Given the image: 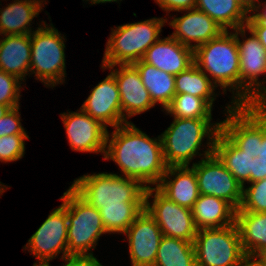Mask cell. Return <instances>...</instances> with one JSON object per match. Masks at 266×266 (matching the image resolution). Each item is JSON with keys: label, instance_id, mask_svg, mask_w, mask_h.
<instances>
[{"label": "cell", "instance_id": "1", "mask_svg": "<svg viewBox=\"0 0 266 266\" xmlns=\"http://www.w3.org/2000/svg\"><path fill=\"white\" fill-rule=\"evenodd\" d=\"M213 154L243 187L266 178V109L256 105L225 107Z\"/></svg>", "mask_w": 266, "mask_h": 266}, {"label": "cell", "instance_id": "2", "mask_svg": "<svg viewBox=\"0 0 266 266\" xmlns=\"http://www.w3.org/2000/svg\"><path fill=\"white\" fill-rule=\"evenodd\" d=\"M109 135L107 132L104 160H113L124 177L138 180L146 188L156 186L168 167L161 136L150 138L132 122L115 127Z\"/></svg>", "mask_w": 266, "mask_h": 266}, {"label": "cell", "instance_id": "3", "mask_svg": "<svg viewBox=\"0 0 266 266\" xmlns=\"http://www.w3.org/2000/svg\"><path fill=\"white\" fill-rule=\"evenodd\" d=\"M194 64L211 76L217 87L223 88V94L232 89L235 96L231 103L240 105V61L234 33L223 31L217 38L195 48Z\"/></svg>", "mask_w": 266, "mask_h": 266}, {"label": "cell", "instance_id": "4", "mask_svg": "<svg viewBox=\"0 0 266 266\" xmlns=\"http://www.w3.org/2000/svg\"><path fill=\"white\" fill-rule=\"evenodd\" d=\"M171 125L160 135L163 156L167 166H189L191 160L199 154L204 158L213 154L214 143L221 129V123H211L212 119L174 118ZM207 138V150L199 153L204 138Z\"/></svg>", "mask_w": 266, "mask_h": 266}, {"label": "cell", "instance_id": "5", "mask_svg": "<svg viewBox=\"0 0 266 266\" xmlns=\"http://www.w3.org/2000/svg\"><path fill=\"white\" fill-rule=\"evenodd\" d=\"M70 186L87 203L103 206H145V190L138 180L114 173L83 175Z\"/></svg>", "mask_w": 266, "mask_h": 266}, {"label": "cell", "instance_id": "6", "mask_svg": "<svg viewBox=\"0 0 266 266\" xmlns=\"http://www.w3.org/2000/svg\"><path fill=\"white\" fill-rule=\"evenodd\" d=\"M167 21V18L153 17L111 29L101 66L131 65L142 60L148 48L160 39Z\"/></svg>", "mask_w": 266, "mask_h": 266}, {"label": "cell", "instance_id": "7", "mask_svg": "<svg viewBox=\"0 0 266 266\" xmlns=\"http://www.w3.org/2000/svg\"><path fill=\"white\" fill-rule=\"evenodd\" d=\"M67 207V243L70 256H93L102 234L107 233L98 209L82 199L71 187L59 198Z\"/></svg>", "mask_w": 266, "mask_h": 266}, {"label": "cell", "instance_id": "8", "mask_svg": "<svg viewBox=\"0 0 266 266\" xmlns=\"http://www.w3.org/2000/svg\"><path fill=\"white\" fill-rule=\"evenodd\" d=\"M43 26L33 30L31 38V61L29 74H34L47 87L64 83L66 76L65 65V36L44 22Z\"/></svg>", "mask_w": 266, "mask_h": 266}, {"label": "cell", "instance_id": "9", "mask_svg": "<svg viewBox=\"0 0 266 266\" xmlns=\"http://www.w3.org/2000/svg\"><path fill=\"white\" fill-rule=\"evenodd\" d=\"M246 29L251 36L244 39ZM234 32L240 61V105H256L266 94V81H258L260 75H266V49L246 26ZM239 35L243 41H240Z\"/></svg>", "mask_w": 266, "mask_h": 266}, {"label": "cell", "instance_id": "10", "mask_svg": "<svg viewBox=\"0 0 266 266\" xmlns=\"http://www.w3.org/2000/svg\"><path fill=\"white\" fill-rule=\"evenodd\" d=\"M193 245L196 266H235L245 255L236 223L197 230Z\"/></svg>", "mask_w": 266, "mask_h": 266}, {"label": "cell", "instance_id": "11", "mask_svg": "<svg viewBox=\"0 0 266 266\" xmlns=\"http://www.w3.org/2000/svg\"><path fill=\"white\" fill-rule=\"evenodd\" d=\"M150 197H153L152 204ZM145 209L155 219L164 236L194 241L197 228L192 209L176 204L151 186L145 190Z\"/></svg>", "mask_w": 266, "mask_h": 266}, {"label": "cell", "instance_id": "12", "mask_svg": "<svg viewBox=\"0 0 266 266\" xmlns=\"http://www.w3.org/2000/svg\"><path fill=\"white\" fill-rule=\"evenodd\" d=\"M67 207L62 203L55 208L30 237L24 249H28L37 258L38 263H49L58 254L60 259L69 257L67 243Z\"/></svg>", "mask_w": 266, "mask_h": 266}, {"label": "cell", "instance_id": "13", "mask_svg": "<svg viewBox=\"0 0 266 266\" xmlns=\"http://www.w3.org/2000/svg\"><path fill=\"white\" fill-rule=\"evenodd\" d=\"M191 167L196 173L200 194L224 199L236 210L239 209L243 187L214 154L193 163Z\"/></svg>", "mask_w": 266, "mask_h": 266}, {"label": "cell", "instance_id": "14", "mask_svg": "<svg viewBox=\"0 0 266 266\" xmlns=\"http://www.w3.org/2000/svg\"><path fill=\"white\" fill-rule=\"evenodd\" d=\"M78 111L61 114L71 149L79 152H99L104 156L107 128L81 108Z\"/></svg>", "mask_w": 266, "mask_h": 266}, {"label": "cell", "instance_id": "15", "mask_svg": "<svg viewBox=\"0 0 266 266\" xmlns=\"http://www.w3.org/2000/svg\"><path fill=\"white\" fill-rule=\"evenodd\" d=\"M129 241L132 266H154L163 236L155 219L144 209L123 233Z\"/></svg>", "mask_w": 266, "mask_h": 266}, {"label": "cell", "instance_id": "16", "mask_svg": "<svg viewBox=\"0 0 266 266\" xmlns=\"http://www.w3.org/2000/svg\"><path fill=\"white\" fill-rule=\"evenodd\" d=\"M91 91L80 107L84 112L106 128L107 125L115 128L129 122L122 116L120 93L115 76L111 72Z\"/></svg>", "mask_w": 266, "mask_h": 266}, {"label": "cell", "instance_id": "17", "mask_svg": "<svg viewBox=\"0 0 266 266\" xmlns=\"http://www.w3.org/2000/svg\"><path fill=\"white\" fill-rule=\"evenodd\" d=\"M115 66H118L119 69H114L113 65L102 68L104 70L109 68L115 76L120 93L123 118L127 121L130 117L146 112L154 107L155 104L150 98L149 91L141 81L138 70L132 64Z\"/></svg>", "mask_w": 266, "mask_h": 266}, {"label": "cell", "instance_id": "18", "mask_svg": "<svg viewBox=\"0 0 266 266\" xmlns=\"http://www.w3.org/2000/svg\"><path fill=\"white\" fill-rule=\"evenodd\" d=\"M184 16L174 17L169 25L175 29L170 35L179 43L195 49L217 38L224 30L206 13L196 8L189 9ZM191 42H195L193 44Z\"/></svg>", "mask_w": 266, "mask_h": 266}, {"label": "cell", "instance_id": "19", "mask_svg": "<svg viewBox=\"0 0 266 266\" xmlns=\"http://www.w3.org/2000/svg\"><path fill=\"white\" fill-rule=\"evenodd\" d=\"M142 60L176 76L194 64V50L169 35L149 47Z\"/></svg>", "mask_w": 266, "mask_h": 266}, {"label": "cell", "instance_id": "20", "mask_svg": "<svg viewBox=\"0 0 266 266\" xmlns=\"http://www.w3.org/2000/svg\"><path fill=\"white\" fill-rule=\"evenodd\" d=\"M156 188L169 200L190 209L200 195L196 173L189 166L167 167Z\"/></svg>", "mask_w": 266, "mask_h": 266}, {"label": "cell", "instance_id": "21", "mask_svg": "<svg viewBox=\"0 0 266 266\" xmlns=\"http://www.w3.org/2000/svg\"><path fill=\"white\" fill-rule=\"evenodd\" d=\"M5 36L0 39V70L24 81L31 61L30 34Z\"/></svg>", "mask_w": 266, "mask_h": 266}, {"label": "cell", "instance_id": "22", "mask_svg": "<svg viewBox=\"0 0 266 266\" xmlns=\"http://www.w3.org/2000/svg\"><path fill=\"white\" fill-rule=\"evenodd\" d=\"M197 230L221 228L235 224L236 209L226 200L200 194L192 208Z\"/></svg>", "mask_w": 266, "mask_h": 266}, {"label": "cell", "instance_id": "23", "mask_svg": "<svg viewBox=\"0 0 266 266\" xmlns=\"http://www.w3.org/2000/svg\"><path fill=\"white\" fill-rule=\"evenodd\" d=\"M42 5L34 0H14L7 7L0 8V35L31 34L30 25L33 18L39 15Z\"/></svg>", "mask_w": 266, "mask_h": 266}, {"label": "cell", "instance_id": "24", "mask_svg": "<svg viewBox=\"0 0 266 266\" xmlns=\"http://www.w3.org/2000/svg\"><path fill=\"white\" fill-rule=\"evenodd\" d=\"M235 223L245 254L266 252V212H236Z\"/></svg>", "mask_w": 266, "mask_h": 266}, {"label": "cell", "instance_id": "25", "mask_svg": "<svg viewBox=\"0 0 266 266\" xmlns=\"http://www.w3.org/2000/svg\"><path fill=\"white\" fill-rule=\"evenodd\" d=\"M139 72L141 81L149 91L154 104L162 105L163 110L171 103L175 96V76L159 70L143 60L132 64Z\"/></svg>", "mask_w": 266, "mask_h": 266}, {"label": "cell", "instance_id": "26", "mask_svg": "<svg viewBox=\"0 0 266 266\" xmlns=\"http://www.w3.org/2000/svg\"><path fill=\"white\" fill-rule=\"evenodd\" d=\"M195 8L210 16L224 31L246 26L249 17L237 0H196Z\"/></svg>", "mask_w": 266, "mask_h": 266}, {"label": "cell", "instance_id": "27", "mask_svg": "<svg viewBox=\"0 0 266 266\" xmlns=\"http://www.w3.org/2000/svg\"><path fill=\"white\" fill-rule=\"evenodd\" d=\"M195 64L175 76V93L190 94L203 98L211 107L215 101L217 87Z\"/></svg>", "mask_w": 266, "mask_h": 266}, {"label": "cell", "instance_id": "28", "mask_svg": "<svg viewBox=\"0 0 266 266\" xmlns=\"http://www.w3.org/2000/svg\"><path fill=\"white\" fill-rule=\"evenodd\" d=\"M154 266H196L193 242L163 235Z\"/></svg>", "mask_w": 266, "mask_h": 266}, {"label": "cell", "instance_id": "29", "mask_svg": "<svg viewBox=\"0 0 266 266\" xmlns=\"http://www.w3.org/2000/svg\"><path fill=\"white\" fill-rule=\"evenodd\" d=\"M164 110L174 118L212 119V107L203 98L185 93L175 94Z\"/></svg>", "mask_w": 266, "mask_h": 266}, {"label": "cell", "instance_id": "30", "mask_svg": "<svg viewBox=\"0 0 266 266\" xmlns=\"http://www.w3.org/2000/svg\"><path fill=\"white\" fill-rule=\"evenodd\" d=\"M145 206H103L99 209L107 233H124Z\"/></svg>", "mask_w": 266, "mask_h": 266}, {"label": "cell", "instance_id": "31", "mask_svg": "<svg viewBox=\"0 0 266 266\" xmlns=\"http://www.w3.org/2000/svg\"><path fill=\"white\" fill-rule=\"evenodd\" d=\"M243 186L241 205L236 212H266V178Z\"/></svg>", "mask_w": 266, "mask_h": 266}, {"label": "cell", "instance_id": "32", "mask_svg": "<svg viewBox=\"0 0 266 266\" xmlns=\"http://www.w3.org/2000/svg\"><path fill=\"white\" fill-rule=\"evenodd\" d=\"M25 139H29L27 134L0 137V161L6 163L21 159L25 152Z\"/></svg>", "mask_w": 266, "mask_h": 266}, {"label": "cell", "instance_id": "33", "mask_svg": "<svg viewBox=\"0 0 266 266\" xmlns=\"http://www.w3.org/2000/svg\"><path fill=\"white\" fill-rule=\"evenodd\" d=\"M21 84L17 77L0 70V105L10 108L19 106Z\"/></svg>", "mask_w": 266, "mask_h": 266}, {"label": "cell", "instance_id": "34", "mask_svg": "<svg viewBox=\"0 0 266 266\" xmlns=\"http://www.w3.org/2000/svg\"><path fill=\"white\" fill-rule=\"evenodd\" d=\"M19 107L10 108L8 112L0 118V137L13 134H27L21 125Z\"/></svg>", "mask_w": 266, "mask_h": 266}, {"label": "cell", "instance_id": "35", "mask_svg": "<svg viewBox=\"0 0 266 266\" xmlns=\"http://www.w3.org/2000/svg\"><path fill=\"white\" fill-rule=\"evenodd\" d=\"M166 12L170 11H187L194 9L196 0H154Z\"/></svg>", "mask_w": 266, "mask_h": 266}, {"label": "cell", "instance_id": "36", "mask_svg": "<svg viewBox=\"0 0 266 266\" xmlns=\"http://www.w3.org/2000/svg\"><path fill=\"white\" fill-rule=\"evenodd\" d=\"M66 264L64 266H103L93 256H69L64 259Z\"/></svg>", "mask_w": 266, "mask_h": 266}, {"label": "cell", "instance_id": "37", "mask_svg": "<svg viewBox=\"0 0 266 266\" xmlns=\"http://www.w3.org/2000/svg\"><path fill=\"white\" fill-rule=\"evenodd\" d=\"M246 27L253 32L266 49V23H247Z\"/></svg>", "mask_w": 266, "mask_h": 266}, {"label": "cell", "instance_id": "38", "mask_svg": "<svg viewBox=\"0 0 266 266\" xmlns=\"http://www.w3.org/2000/svg\"><path fill=\"white\" fill-rule=\"evenodd\" d=\"M264 4L261 5L260 1L257 3L256 7L252 12L251 16L248 17L247 23H266V3L263 2ZM262 7V11H259L260 8ZM258 12V13H257Z\"/></svg>", "mask_w": 266, "mask_h": 266}, {"label": "cell", "instance_id": "39", "mask_svg": "<svg viewBox=\"0 0 266 266\" xmlns=\"http://www.w3.org/2000/svg\"><path fill=\"white\" fill-rule=\"evenodd\" d=\"M235 266H263L258 255L245 254Z\"/></svg>", "mask_w": 266, "mask_h": 266}, {"label": "cell", "instance_id": "40", "mask_svg": "<svg viewBox=\"0 0 266 266\" xmlns=\"http://www.w3.org/2000/svg\"><path fill=\"white\" fill-rule=\"evenodd\" d=\"M241 6L250 14L256 7L259 0H237ZM257 2V3H256Z\"/></svg>", "mask_w": 266, "mask_h": 266}, {"label": "cell", "instance_id": "41", "mask_svg": "<svg viewBox=\"0 0 266 266\" xmlns=\"http://www.w3.org/2000/svg\"><path fill=\"white\" fill-rule=\"evenodd\" d=\"M84 1V0H83ZM86 1H91V5L92 4H102V3H106V2H118V1H122V0H86Z\"/></svg>", "mask_w": 266, "mask_h": 266}, {"label": "cell", "instance_id": "42", "mask_svg": "<svg viewBox=\"0 0 266 266\" xmlns=\"http://www.w3.org/2000/svg\"><path fill=\"white\" fill-rule=\"evenodd\" d=\"M256 106L266 109V94L256 103Z\"/></svg>", "mask_w": 266, "mask_h": 266}, {"label": "cell", "instance_id": "43", "mask_svg": "<svg viewBox=\"0 0 266 266\" xmlns=\"http://www.w3.org/2000/svg\"><path fill=\"white\" fill-rule=\"evenodd\" d=\"M9 109H10L9 106L0 105V118L3 117L8 112Z\"/></svg>", "mask_w": 266, "mask_h": 266}, {"label": "cell", "instance_id": "44", "mask_svg": "<svg viewBox=\"0 0 266 266\" xmlns=\"http://www.w3.org/2000/svg\"><path fill=\"white\" fill-rule=\"evenodd\" d=\"M262 261L263 266H266V252L258 255Z\"/></svg>", "mask_w": 266, "mask_h": 266}, {"label": "cell", "instance_id": "45", "mask_svg": "<svg viewBox=\"0 0 266 266\" xmlns=\"http://www.w3.org/2000/svg\"><path fill=\"white\" fill-rule=\"evenodd\" d=\"M33 266H51L50 263H34ZM64 266V264H63Z\"/></svg>", "mask_w": 266, "mask_h": 266}, {"label": "cell", "instance_id": "46", "mask_svg": "<svg viewBox=\"0 0 266 266\" xmlns=\"http://www.w3.org/2000/svg\"><path fill=\"white\" fill-rule=\"evenodd\" d=\"M8 187H4V184H2L0 182V194H2L4 192L5 189H7Z\"/></svg>", "mask_w": 266, "mask_h": 266}, {"label": "cell", "instance_id": "47", "mask_svg": "<svg viewBox=\"0 0 266 266\" xmlns=\"http://www.w3.org/2000/svg\"><path fill=\"white\" fill-rule=\"evenodd\" d=\"M34 1H38L39 3H43V0L41 1V0H34Z\"/></svg>", "mask_w": 266, "mask_h": 266}]
</instances>
